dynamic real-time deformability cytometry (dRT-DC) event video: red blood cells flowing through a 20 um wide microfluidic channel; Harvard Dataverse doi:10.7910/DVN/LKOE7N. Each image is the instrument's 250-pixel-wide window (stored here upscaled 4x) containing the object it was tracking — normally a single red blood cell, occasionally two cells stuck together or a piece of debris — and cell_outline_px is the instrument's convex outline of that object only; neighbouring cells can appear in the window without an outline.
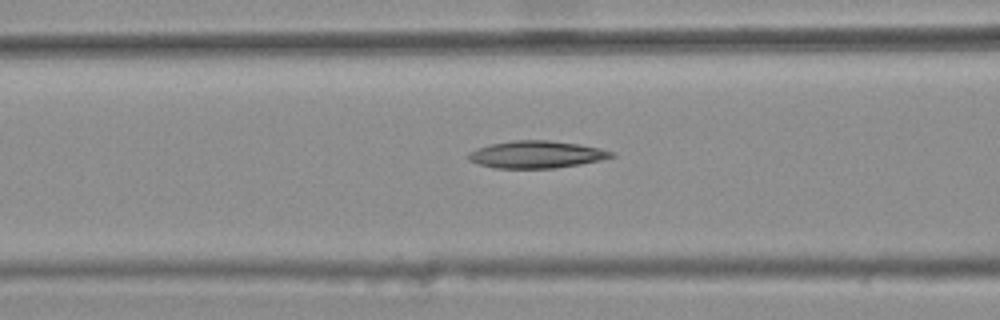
{"species": "common noctule bat (a hibernating species)", "species_latin": "Nyctalus noctula", "temperature_condition": "warm", "stored_images_in_passage": 4, "camera_frame_rate_fps": 3000, "um_per_image_px": 0.085, "animal": {"sex": "female", "body_mass_g": 25.1}, "frame": {"image": 1, "passage_image": 4, "time_ms": 1.0, "image_size_px": [1000, 320], "cell_outline_px": [[616, 156], [600, 160], [580, 164], [556, 168], [496, 168], [476, 164], [468, 160], [468, 152], [476, 148], [488, 144], [512, 140], [548, 140], [580, 144], [600, 148], [612, 152]], "centroid_in_image_um": [45.55, 13.13], "position_along_channel_um": 121.1, "area_um2": 22.89}}